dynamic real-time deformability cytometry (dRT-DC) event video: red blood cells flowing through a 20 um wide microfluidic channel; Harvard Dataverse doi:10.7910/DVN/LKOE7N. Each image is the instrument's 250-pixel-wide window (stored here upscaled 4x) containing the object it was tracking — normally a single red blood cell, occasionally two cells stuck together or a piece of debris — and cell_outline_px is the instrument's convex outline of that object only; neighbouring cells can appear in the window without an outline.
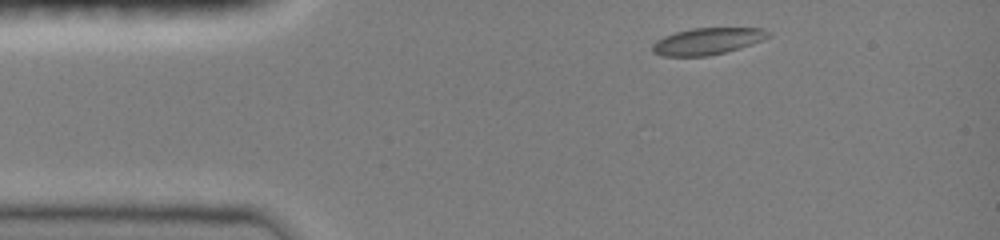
{"species": "common noctule bat (a hibernating species)", "species_latin": "Nyctalus noctula", "temperature_condition": "room temperature", "stored_images_in_passage": 30, "camera_frame_rate_fps": 3000, "um_per_image_px": 0.085, "animal": {"sex": "female", "body_mass_g": 19.0, "forearm_length_mm": 51.5}, "frame": {"image": 1, "passage_image": 1, "time_ms": 0.0, "image_size_px": [1000, 240], "cell_outline_px": [[772, 36], [764, 40], [740, 48], [708, 56], [660, 56], [652, 52], [652, 44], [656, 40], [664, 36], [676, 32], [692, 28], [764, 28], [772, 32]], "centroid_in_image_um": [60.16, 3.5], "position_along_channel_um": 24.8, "area_um2": 18.26}}
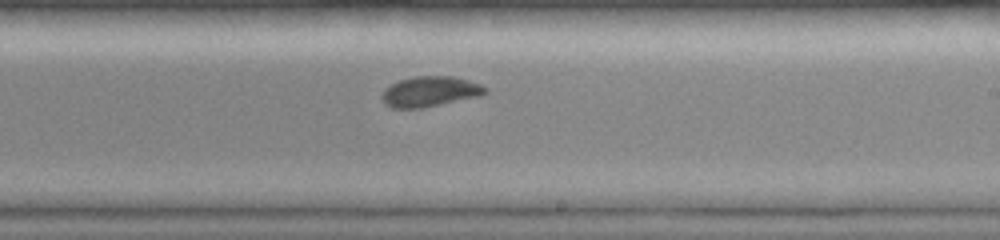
{"frame": {"image": 2, "passage_image": 18, "time_ms": 7.0, "image_size_px": [1000, 240], "cell_outline_px": [[488, 92], [480, 96], [420, 108], [392, 108], [384, 104], [380, 96], [384, 88], [400, 80], [416, 76], [452, 76], [468, 80], [480, 84], [488, 88]], "centroid_in_image_um": [36.53, 7.78], "position_along_channel_um": 252.5, "area_um2": 18.26}}
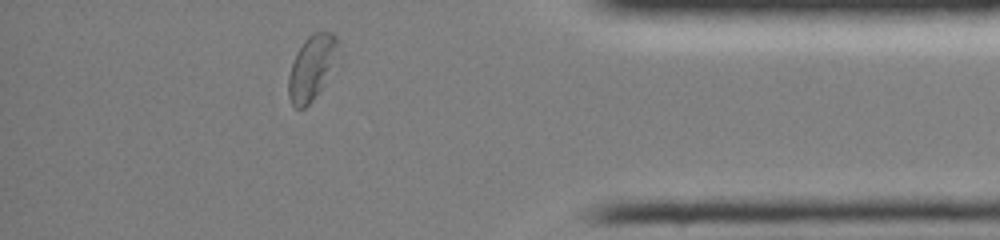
{"frame": {"image": 3, "passage_image": 30, "time_ms": 11.333, "image_size_px": [1000, 240], "cell_outline_px": [[340, 40], [320, 88], [312, 100], [304, 108], [296, 108], [292, 104], [288, 96], [288, 76], [296, 52], [304, 40], [312, 32], [332, 32]], "centroid_in_image_um": [26.41, 5.71], "position_along_channel_um": 408.8, "area_um2": 17.74}, "authors_computed_cell_mechanics": {"area_um2": 18.4382, "velocity_mm_per_s": 4.0181, "shape_relaxation_time_tau1_ms": 5.4656, "shape_relaxation_time_tau2_ms": 1.5454, "deformation_change_tau1": 0.1572, "deformation_change_tau2": 0.0478}}